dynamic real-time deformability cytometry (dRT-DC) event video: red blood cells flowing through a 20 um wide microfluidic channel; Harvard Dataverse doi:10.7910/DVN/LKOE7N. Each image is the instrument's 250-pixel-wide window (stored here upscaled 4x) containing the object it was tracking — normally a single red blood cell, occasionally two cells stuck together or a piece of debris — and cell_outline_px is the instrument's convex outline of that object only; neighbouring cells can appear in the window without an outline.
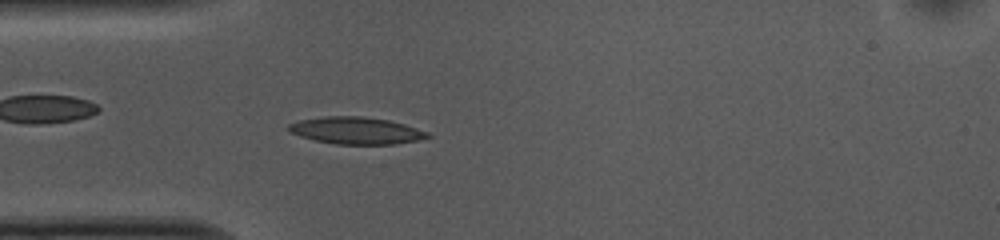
{"species": "common noctule bat (a hibernating species)", "species_latin": "Nyctalus noctula", "temperature_condition": "cold", "stored_images_in_passage": 52, "camera_frame_rate_fps": 3000, "um_per_image_px": 0.085, "animal": {"sex": "female", "body_mass_g": 10.0, "forearm_length_mm": 53.1}, "frame": {"image": 1, "passage_image": 13, "time_ms": 4.0, "image_size_px": [1000, 240], "cell_outline_px": [[432, 136], [416, 140], [396, 144], [336, 144], [316, 140], [300, 136], [288, 132], [288, 124], [300, 120], [324, 116], [364, 116], [388, 120], [404, 124], [428, 132]], "centroid_in_image_um": [30.25, 11.09], "position_along_channel_um": 54.8, "area_um2": 21.79}}
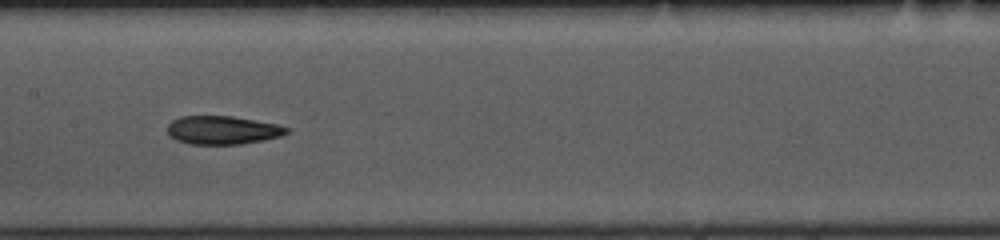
{"frame": {"image": 2, "passage_image": 24, "time_ms": 7.667, "image_size_px": [1000, 240], "cell_outline_px": [[288, 132], [280, 136], [264, 140], [240, 144], [192, 144], [176, 140], [168, 132], [168, 124], [172, 120], [180, 116], [232, 116], [276, 124], [288, 128]], "centroid_in_image_um": [18.9, 11.05], "position_along_channel_um": 188.5, "area_um2": 19.54}}
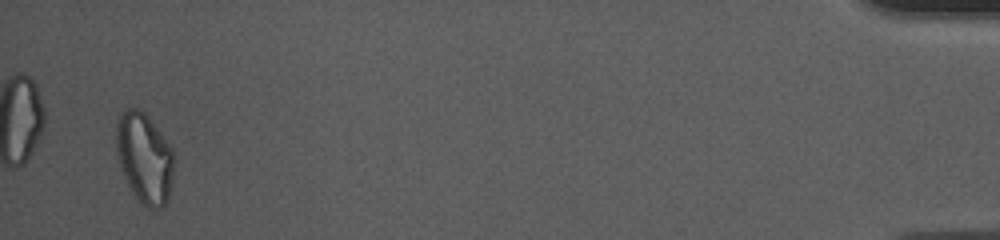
{"frame": {"image": 3, "passage_image": 50, "time_ms": 16.333, "image_size_px": [1000, 240], "cell_outline_px": [[176, 156], [172, 180], [168, 200], [160, 208], [148, 208], [140, 204], [128, 184], [120, 168], [116, 152], [116, 124], [120, 112], [124, 108], [140, 108], [148, 116], [172, 148]], "centroid_in_image_um": [12.28, 13.41], "position_along_channel_um": 422.9, "area_um2": 30.87}, "authors_computed_cell_mechanics": {"area_um2": 21.1837, "velocity_mm_per_s": 3.7221, "shape_relaxation_time_tau1_ms": null, "shape_relaxation_time_tau2_ms": 8.434, "deformation_change_tau1": null, "deformation_change_tau2": 0.1776}}